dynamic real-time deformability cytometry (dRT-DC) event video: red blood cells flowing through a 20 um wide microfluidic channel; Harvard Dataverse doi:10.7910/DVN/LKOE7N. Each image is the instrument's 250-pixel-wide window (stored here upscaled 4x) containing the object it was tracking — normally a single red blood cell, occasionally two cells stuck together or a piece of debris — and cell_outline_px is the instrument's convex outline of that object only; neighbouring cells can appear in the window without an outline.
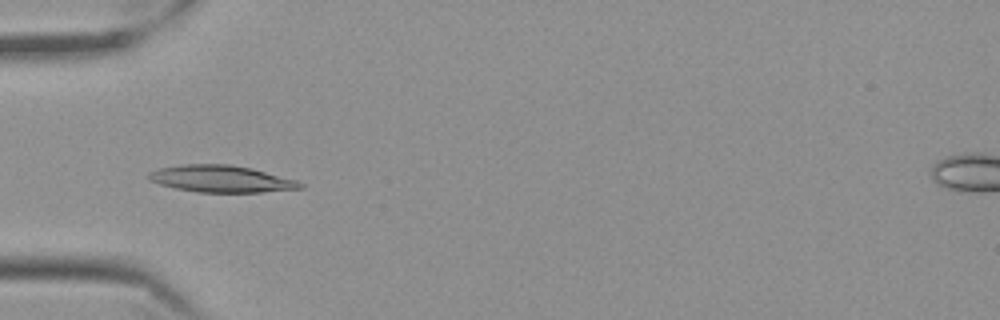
{"species": "Egyptian fruit bat (a non-hibernating species)", "species_latin": "Rousettus aegyptiacus", "temperature_condition": "cold", "stored_images_in_passage": 58, "camera_frame_rate_fps": 3000, "um_per_image_px": 0.085, "frame": {"image": 1, "passage_image": 19, "time_ms": 6.0, "image_size_px": [1000, 320], "cell_outline_px": [[304, 188], [260, 192], [196, 192], [176, 188], [160, 184], [148, 180], [144, 176], [148, 172], [160, 168], [184, 164], [228, 164], [252, 168], [296, 180], [304, 184]], "centroid_in_image_um": [18.76, 15.2], "position_along_channel_um": 66.2, "area_um2": 23.76}}
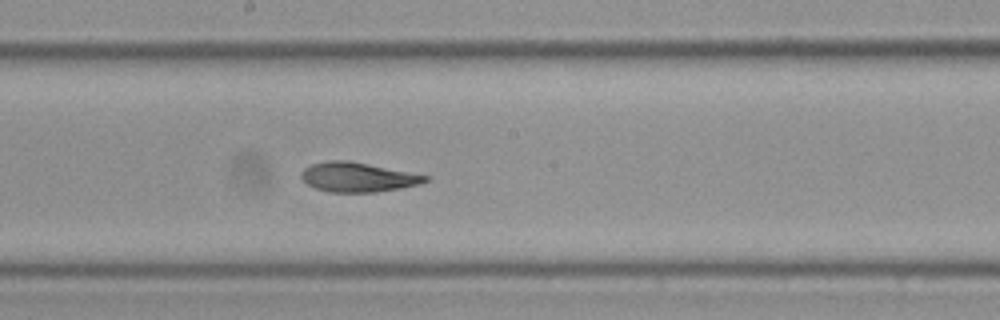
{"frame": {"image": 2, "passage_image": 32, "time_ms": 10.333, "image_size_px": [1000, 320], "cell_outline_px": [[432, 176], [428, 180], [420, 184], [400, 188], [376, 192], [328, 192], [316, 188], [308, 184], [300, 176], [300, 172], [304, 168], [312, 164], [328, 160], [348, 160]], "centroid_in_image_um": [30.43, 15.05], "position_along_channel_um": 217.8, "area_um2": 21.39}}
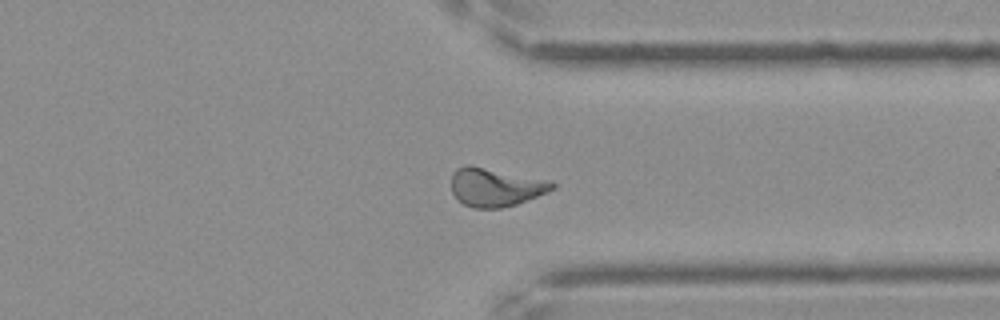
{"frame": {"image": 3, "passage_image": 45, "time_ms": 14.667, "image_size_px": [1000, 320], "cell_outline_px": [[556, 188], [548, 192], [516, 204], [500, 208], [472, 208], [464, 204], [452, 192], [452, 172], [456, 168], [468, 164], [472, 164], [552, 180], [556, 184]], "centroid_in_image_um": [42.15, 15.88], "position_along_channel_um": 369.3, "area_um2": 23.0}, "authors_computed_cell_mechanics": {"area_um2": 22.1085, "velocity_mm_per_s": 3.5089, "shape_relaxation_time_tau1_ms": 5.7621, "shape_relaxation_time_tau2_ms": 3.1655, "deformation_change_tau1": 0.1557, "deformation_change_tau2": 0.08}}